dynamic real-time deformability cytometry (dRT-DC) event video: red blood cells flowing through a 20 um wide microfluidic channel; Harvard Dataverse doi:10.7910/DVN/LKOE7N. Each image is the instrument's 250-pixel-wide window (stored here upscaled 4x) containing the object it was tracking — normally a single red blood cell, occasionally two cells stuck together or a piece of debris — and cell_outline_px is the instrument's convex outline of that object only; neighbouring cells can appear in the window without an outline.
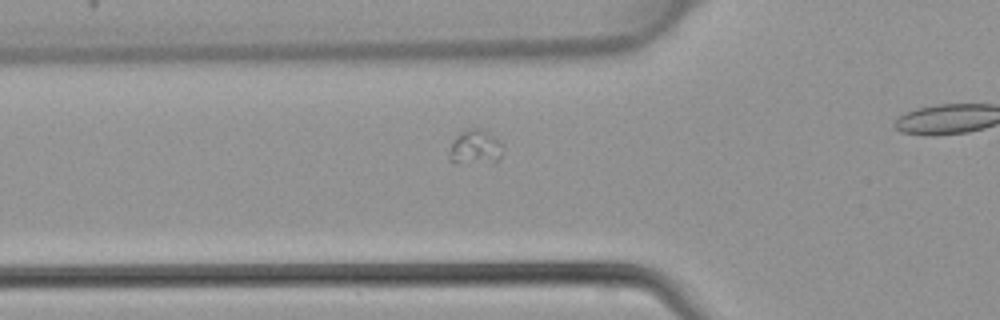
{"species": "common noctule bat (a hibernating species)", "species_latin": "Nyctalus noctula", "temperature_condition": "warm", "stored_images_in_passage": 30, "camera_frame_rate_fps": 3000, "um_per_image_px": 0.085, "animal": {"sex": "female", "body_mass_g": 22.7, "forearm_length_mm": 54.2}, "frame": {"image": 1, "passage_image": 9, "time_ms": 2.667, "image_size_px": [1000, 320], "cell_outline_px": [[504, 152], [500, 160], [496, 164], [452, 164], [448, 160], [448, 156], [452, 144], [456, 136], [464, 128], [484, 128], [500, 140], [504, 144]], "centroid_in_image_um": [40.45, 12.56], "position_along_channel_um": 85.3, "area_um2": 11.91}}